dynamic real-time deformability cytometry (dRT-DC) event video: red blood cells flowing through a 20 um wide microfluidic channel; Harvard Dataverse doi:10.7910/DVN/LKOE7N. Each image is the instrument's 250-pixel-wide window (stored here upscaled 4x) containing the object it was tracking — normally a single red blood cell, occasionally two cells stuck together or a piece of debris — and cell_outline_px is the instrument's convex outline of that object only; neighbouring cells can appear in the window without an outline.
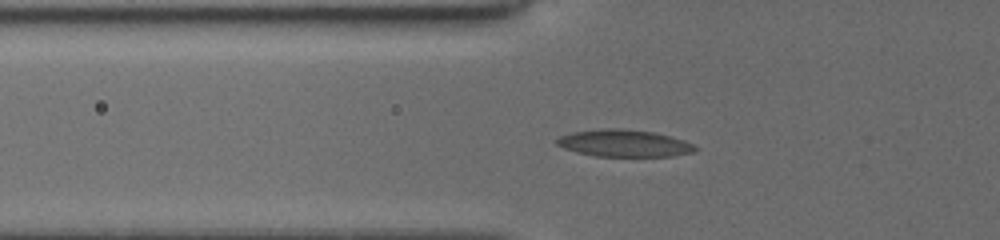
{"species": "common noctule bat (a hibernating species)", "species_latin": "Nyctalus noctula", "temperature_condition": "cold", "stored_images_in_passage": 36, "camera_frame_rate_fps": 3000, "um_per_image_px": 0.085, "animal": {"sex": "female", "body_mass_g": 19.5, "forearm_length_mm": 54.1}, "frame": {"image": 1, "passage_image": 3, "time_ms": 0.667, "image_size_px": [1000, 240], "cell_outline_px": [[700, 148], [696, 152], [672, 156], [596, 156], [576, 152], [564, 148], [556, 144], [556, 140], [560, 136], [572, 132], [600, 128], [620, 128], [656, 132], [684, 140]], "centroid_in_image_um": [53.08, 12.17], "position_along_channel_um": 72.7, "area_um2": 22.02}}
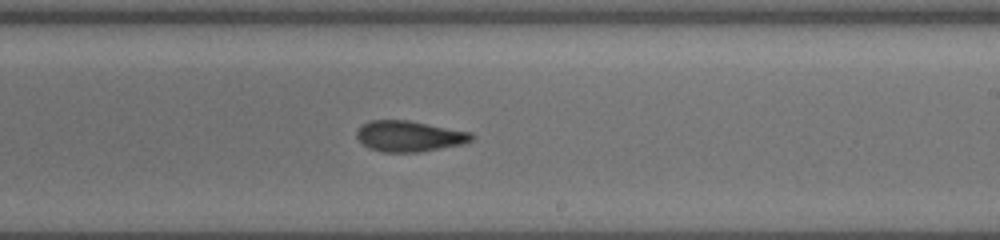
{"frame": {"image": 2, "passage_image": 17, "time_ms": 5.333, "image_size_px": [1000, 240], "cell_outline_px": [[476, 136], [472, 140], [464, 144], [420, 152], [384, 152], [368, 148], [356, 136], [356, 132], [364, 124], [372, 120], [408, 120], [472, 132]], "centroid_in_image_um": [34.84, 11.58], "position_along_channel_um": 254.2, "area_um2": 20.63}}
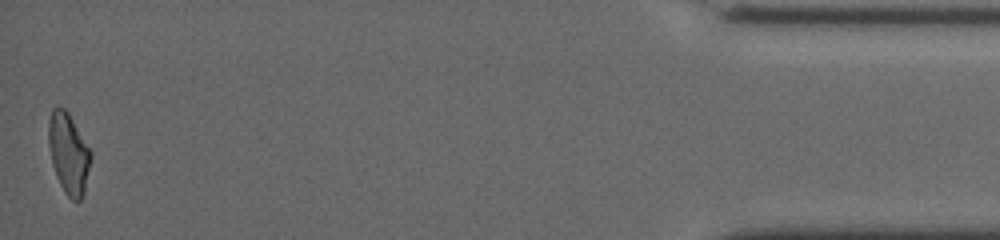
{"frame": {"image": 3, "passage_image": 36, "time_ms": 11.667, "image_size_px": [1000, 240], "cell_outline_px": [[92, 156], [84, 192], [80, 200], [72, 200], [64, 192], [56, 176], [52, 164], [48, 144], [48, 120], [52, 108], [64, 108], [68, 112], [92, 152]], "centroid_in_image_um": [5.82, 13.03], "position_along_channel_um": 429.4, "area_um2": 19.88}, "authors_computed_cell_mechanics": {"area_um2": 20.6057, "velocity_mm_per_s": 3.9372, "shape_relaxation_time_tau1_ms": 7.2692, "shape_relaxation_time_tau2_ms": 3.1677, "deformation_change_tau1": 0.1755, "deformation_change_tau2": 0.0993}}